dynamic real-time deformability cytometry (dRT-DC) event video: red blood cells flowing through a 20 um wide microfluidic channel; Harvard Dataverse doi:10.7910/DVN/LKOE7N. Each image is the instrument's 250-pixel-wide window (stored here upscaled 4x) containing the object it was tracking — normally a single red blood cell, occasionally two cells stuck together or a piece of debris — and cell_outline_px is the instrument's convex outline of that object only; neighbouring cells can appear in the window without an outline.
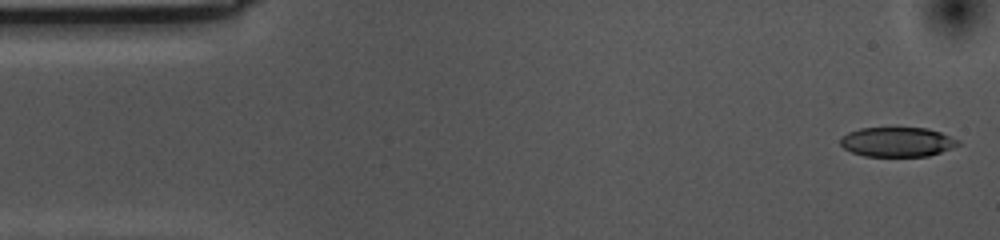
{"species": "common noctule bat (a hibernating species)", "species_latin": "Nyctalus noctula", "temperature_condition": "cold", "stored_images_in_passage": 54, "camera_frame_rate_fps": 3000, "um_per_image_px": 0.085, "animal": {"sex": "female", "body_mass_g": 10.0, "forearm_length_mm": 53.1}, "frame": {"image": 1, "passage_image": 1, "time_ms": 0.0, "image_size_px": [1000, 240], "cell_outline_px": [[960, 144], [952, 148], [928, 156], [864, 156], [852, 152], [844, 148], [840, 144], [840, 136], [848, 132], [860, 128], [928, 128], [940, 132], [960, 140]], "centroid_in_image_um": [76.26, 12.06], "position_along_channel_um": 8.7, "area_um2": 20.35}}
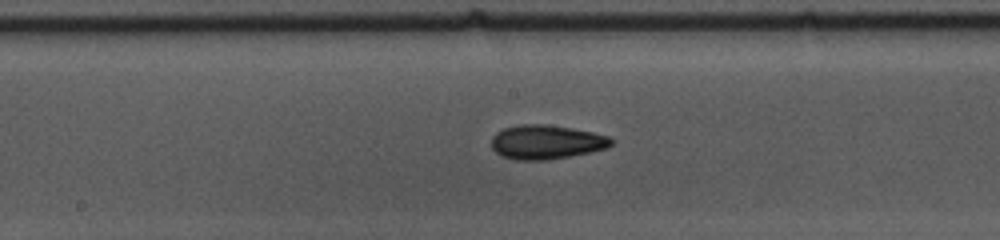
{"frame": {"image": 2, "passage_image": 26, "time_ms": 8.333, "image_size_px": [1000, 240], "cell_outline_px": [[612, 144], [608, 148], [548, 160], [516, 160], [500, 156], [492, 148], [492, 136], [496, 132], [504, 128], [520, 124], [544, 124], [572, 128], [592, 132], [608, 136], [612, 140]], "centroid_in_image_um": [46.4, 12.07], "position_along_channel_um": 201.8, "area_um2": 23.81}}
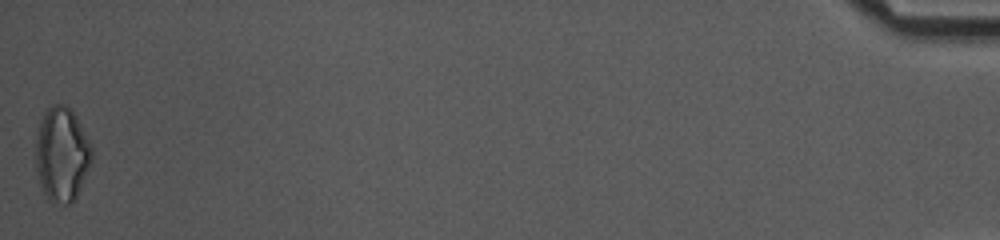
{"frame": {"image": 3, "passage_image": 54, "time_ms": 17.667, "image_size_px": [1000, 240], "cell_outline_px": [[92, 156], [80, 188], [72, 204], [64, 204], [48, 200], [40, 184], [36, 168], [36, 132], [40, 120], [48, 108], [52, 104], [64, 104], [76, 116], [92, 148]], "centroid_in_image_um": [5.23, 13.11], "position_along_channel_um": 430.0, "area_um2": 30.46}, "authors_computed_cell_mechanics": {"area_um2": 22.4842, "velocity_mm_per_s": 3.5618, "shape_relaxation_time_tau1_ms": 6.2955, "shape_relaxation_time_tau2_ms": 4.606, "deformation_change_tau1": 0.1464, "deformation_change_tau2": 0.1278}}